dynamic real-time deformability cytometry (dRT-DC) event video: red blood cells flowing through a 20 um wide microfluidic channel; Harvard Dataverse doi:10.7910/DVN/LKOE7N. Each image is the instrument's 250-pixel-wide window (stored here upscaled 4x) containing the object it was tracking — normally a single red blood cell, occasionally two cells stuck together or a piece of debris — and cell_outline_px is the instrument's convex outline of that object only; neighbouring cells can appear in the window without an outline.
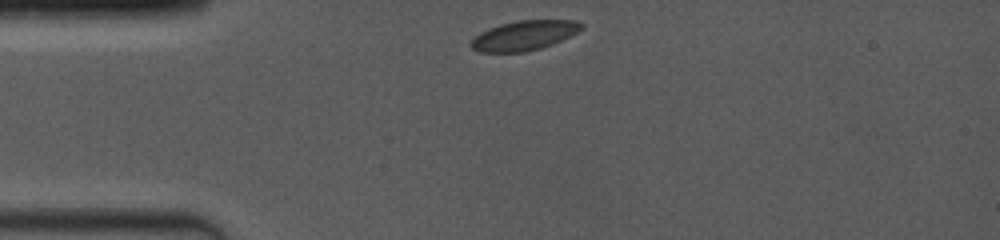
{"species": "common noctule bat (a hibernating species)", "species_latin": "Nyctalus noctula", "temperature_condition": "room temperature", "stored_images_in_passage": 2, "camera_frame_rate_fps": 4000, "um_per_image_px": 0.085, "animal": {"sex": "female", "body_mass_g": 19.0, "forearm_length_mm": 53.3}, "frame": {"image": 1, "passage_image": 1, "time_ms": 0.0, "image_size_px": [1000, 240], "cell_outline_px": [[584, 28], [552, 44], [540, 48], [524, 52], [480, 52], [472, 48], [468, 44], [480, 32], [488, 28], [500, 24], [516, 20], [576, 20], [584, 24]], "centroid_in_image_um": [44.53, 3.0], "position_along_channel_um": 40.5, "area_um2": 19.07}}